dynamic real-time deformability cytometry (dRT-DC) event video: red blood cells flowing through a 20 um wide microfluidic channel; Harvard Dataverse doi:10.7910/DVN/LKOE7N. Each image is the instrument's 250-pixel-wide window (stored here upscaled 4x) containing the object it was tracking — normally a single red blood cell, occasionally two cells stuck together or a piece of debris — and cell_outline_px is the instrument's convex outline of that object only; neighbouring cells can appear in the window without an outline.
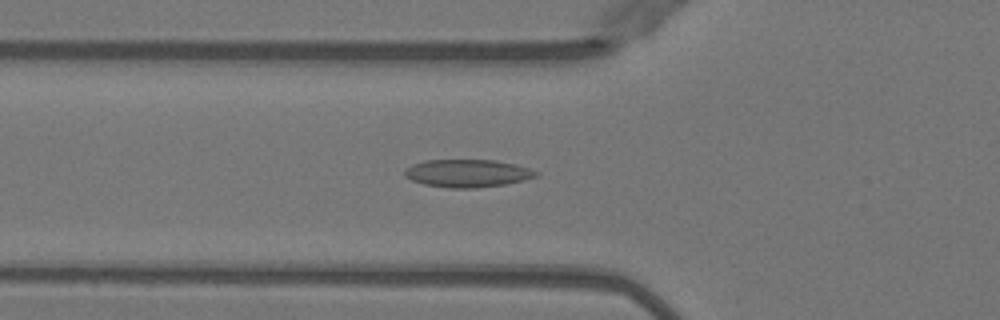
{"species": "Egyptian fruit bat (a non-hibernating species)", "species_latin": "Rousettus aegyptiacus", "temperature_condition": "warm", "stored_images_in_passage": 46, "camera_frame_rate_fps": 3000, "um_per_image_px": 0.085, "animal": {"sex": "female"}, "frame": {"image": 1, "passage_image": 18, "time_ms": 5.667, "image_size_px": [1000, 320], "cell_outline_px": [[540, 172], [536, 176], [524, 180], [504, 184], [476, 188], [452, 188], [424, 184], [412, 180], [404, 176], [404, 172], [412, 164], [424, 160], [496, 160], [516, 164]], "centroid_in_image_um": [39.74, 14.72], "position_along_channel_um": 86.1, "area_um2": 21.15}}
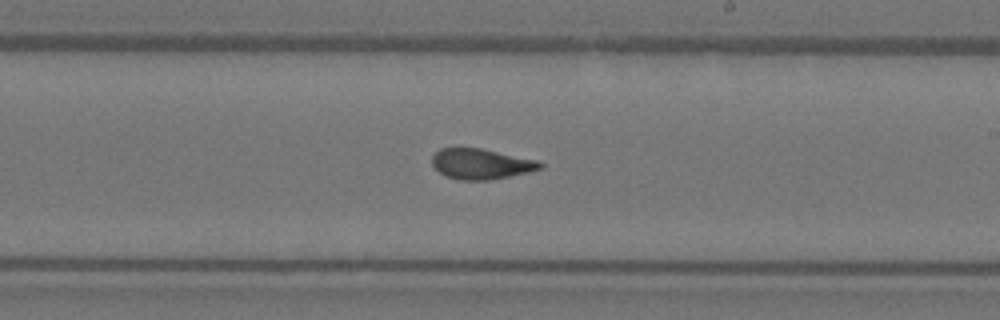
{"frame": {"image": 2, "passage_image": 30, "time_ms": 9.667, "image_size_px": [1000, 320], "cell_outline_px": [[544, 168], [528, 172], [488, 180], [460, 180], [448, 176], [440, 172], [432, 164], [432, 156], [440, 148], [480, 148], [536, 160], [544, 164]], "centroid_in_image_um": [40.9, 13.93], "position_along_channel_um": 248.1, "area_um2": 18.9}}
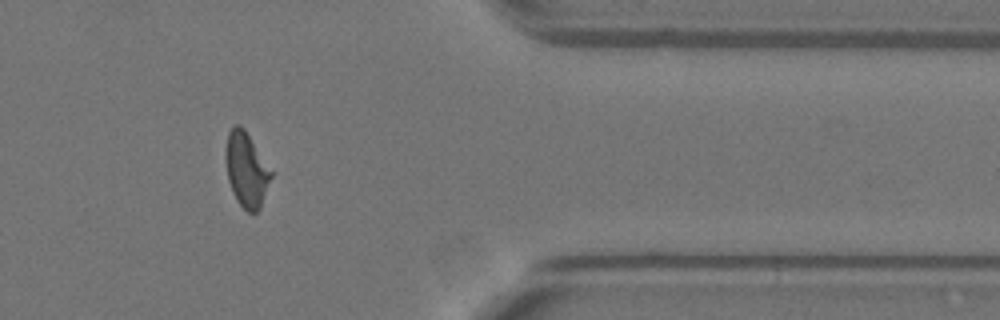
{"frame": {"image": 3, "passage_image": 42, "time_ms": 13.667, "image_size_px": [1000, 320], "cell_outline_px": [[272, 176], [260, 208], [256, 212], [248, 212], [236, 200], [232, 192], [228, 180], [224, 156], [224, 148], [228, 132], [236, 124], [240, 124], [244, 128], [272, 172]], "centroid_in_image_um": [20.9, 14.41], "position_along_channel_um": 390.5, "area_um2": 19.71}, "authors_computed_cell_mechanics": {"area_um2": 20.3456, "velocity_mm_per_s": 4.0361, "shape_relaxation_time_tau1_ms": 7.1722, "shape_relaxation_time_tau2_ms": 0.8087, "deformation_change_tau1": 0.2156, "deformation_change_tau2": 0.076}}